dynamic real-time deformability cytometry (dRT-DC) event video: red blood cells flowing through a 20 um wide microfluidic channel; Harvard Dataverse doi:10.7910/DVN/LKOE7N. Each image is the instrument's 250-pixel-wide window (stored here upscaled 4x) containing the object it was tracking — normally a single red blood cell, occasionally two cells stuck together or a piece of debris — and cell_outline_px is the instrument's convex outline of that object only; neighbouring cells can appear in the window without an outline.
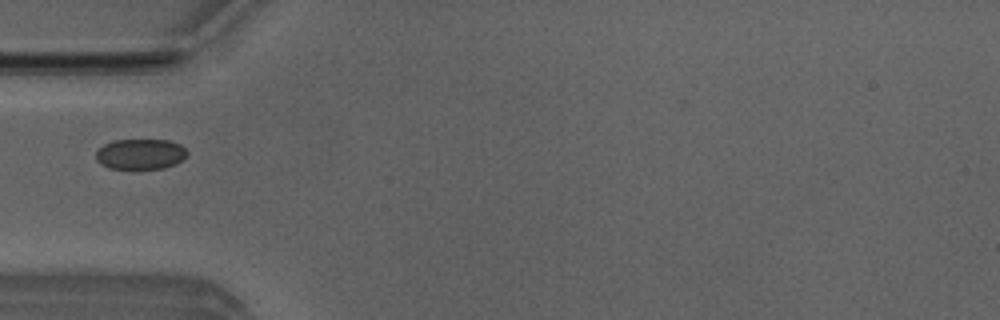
{"species": "Egyptian fruit bat (a non-hibernating species)", "species_latin": "Rousettus aegyptiacus", "temperature_condition": "room temperature", "stored_images_in_passage": 3, "camera_frame_rate_fps": 3000, "um_per_image_px": 0.085, "animal": {"sex": "male"}, "frame": {"image": 1, "passage_image": 1, "time_ms": 0.0, "image_size_px": [1000, 320], "cell_outline_px": [[188, 152], [176, 164], [164, 168], [108, 168], [100, 164], [96, 160], [96, 152], [104, 144], [116, 140], [168, 140], [180, 144]], "centroid_in_image_um": [11.92, 13.09], "position_along_channel_um": 73.1, "area_um2": 16.01}}